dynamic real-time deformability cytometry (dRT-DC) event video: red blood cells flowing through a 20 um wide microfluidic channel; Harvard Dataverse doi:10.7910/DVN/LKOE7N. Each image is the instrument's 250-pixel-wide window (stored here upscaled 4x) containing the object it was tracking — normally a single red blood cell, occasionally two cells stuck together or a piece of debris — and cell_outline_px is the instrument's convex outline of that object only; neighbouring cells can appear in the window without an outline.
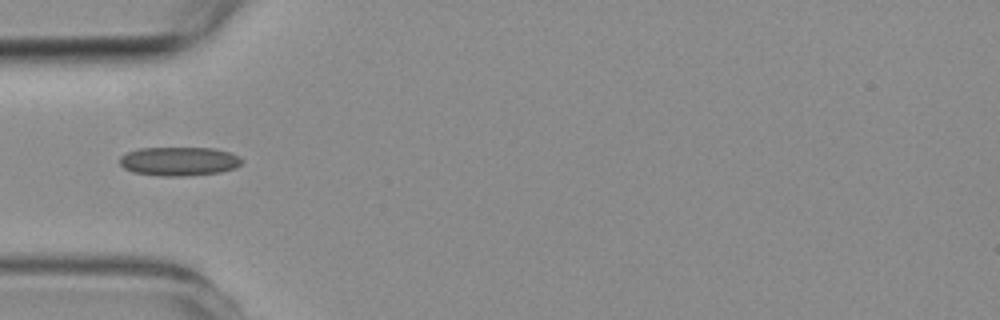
{"species": "common noctule bat (a hibernating species)", "species_latin": "Nyctalus noctula", "temperature_condition": "room temperature", "stored_images_in_passage": 7, "camera_frame_rate_fps": 3000, "um_per_image_px": 0.085, "animal": {"sex": "female", "body_mass_g": 19.3, "forearm_length_mm": 54.1}, "frame": {"image": 1, "passage_image": 4, "time_ms": 5.0, "image_size_px": [1000, 320], "cell_outline_px": [[244, 160], [236, 168], [220, 172], [184, 176], [160, 176], [132, 172], [124, 168], [120, 164], [120, 156], [128, 152], [140, 148], [212, 148], [232, 152], [240, 156]], "centroid_in_image_um": [15.25, 13.71], "position_along_channel_um": 69.8, "area_um2": 20.69}}
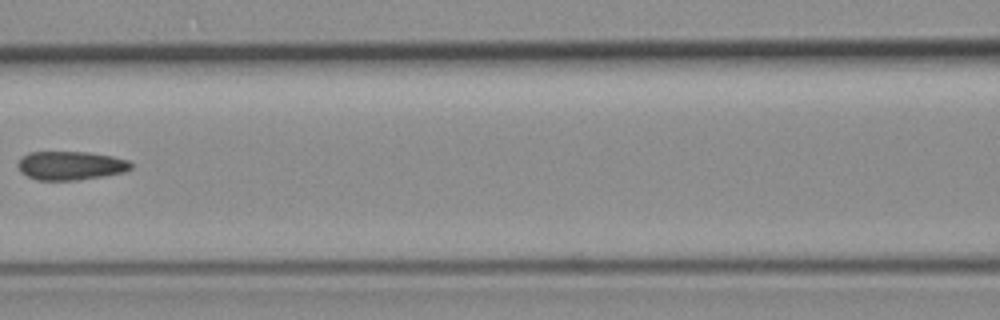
{"frame": {"image": 2, "passage_image": 6, "time_ms": 7.333, "image_size_px": [1000, 320], "cell_outline_px": [[132, 168], [124, 172], [104, 176], [76, 180], [36, 180], [20, 172], [16, 164], [20, 156], [28, 152], [88, 152], [112, 156], [128, 160], [132, 164]], "centroid_in_image_um": [5.96, 14.07], "position_along_channel_um": 160.6, "area_um2": 19.13}}
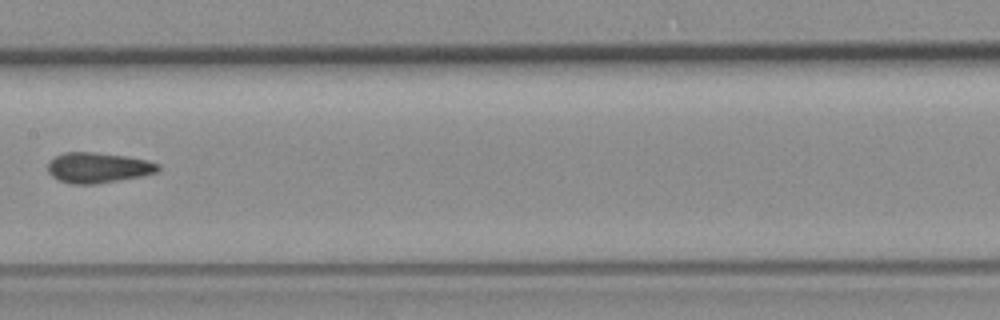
{"frame": {"image": 3, "passage_image": 7, "time_ms": 8.333, "image_size_px": [1000, 320], "cell_outline_px": [[160, 168], [156, 172], [140, 176], [96, 184], [72, 184], [60, 180], [52, 176], [48, 172], [48, 164], [56, 156], [64, 152], [92, 152], [124, 156], [148, 160], [160, 164]], "centroid_in_image_um": [8.34, 14.25], "position_along_channel_um": 199.1, "area_um2": 19.31}}